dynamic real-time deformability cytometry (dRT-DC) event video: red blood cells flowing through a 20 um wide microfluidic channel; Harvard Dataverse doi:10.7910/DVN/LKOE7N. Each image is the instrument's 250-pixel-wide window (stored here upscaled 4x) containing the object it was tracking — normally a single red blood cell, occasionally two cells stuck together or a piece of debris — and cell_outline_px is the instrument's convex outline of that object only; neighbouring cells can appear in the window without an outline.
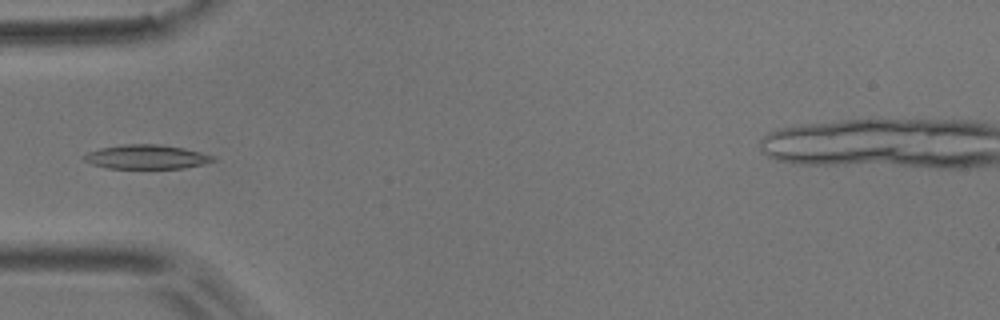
{"species": "common noctule bat (a hibernating species)", "species_latin": "Nyctalus noctula", "temperature_condition": "room temperature", "stored_images_in_passage": 2, "camera_frame_rate_fps": 3000, "um_per_image_px": 0.085, "animal": {"sex": "male", "body_mass_g": 17.9}, "frame": {"image": 1, "passage_image": 1, "time_ms": 0.0, "image_size_px": [1000, 320], "cell_outline_px": [[216, 160], [204, 164], [184, 168], [108, 168], [92, 164], [84, 160], [80, 156], [88, 152], [100, 148], [128, 144], [156, 144], [184, 148], [200, 152], [212, 156]], "centroid_in_image_um": [12.42, 13.34], "position_along_channel_um": 72.6, "area_um2": 18.03}}
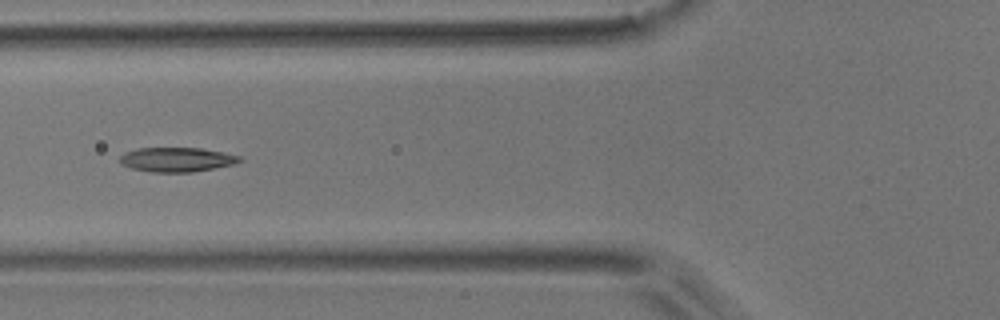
{"frame": {"image": 2, "passage_image": 2, "time_ms": 0.333, "image_size_px": [1000, 320], "cell_outline_px": [[244, 160], [232, 164], [192, 172], [152, 172], [132, 168], [120, 164], [120, 156], [124, 152], [136, 148], [200, 148], [224, 152], [240, 156]], "centroid_in_image_um": [15.0, 13.55], "position_along_channel_um": 110.8, "area_um2": 16.99}}